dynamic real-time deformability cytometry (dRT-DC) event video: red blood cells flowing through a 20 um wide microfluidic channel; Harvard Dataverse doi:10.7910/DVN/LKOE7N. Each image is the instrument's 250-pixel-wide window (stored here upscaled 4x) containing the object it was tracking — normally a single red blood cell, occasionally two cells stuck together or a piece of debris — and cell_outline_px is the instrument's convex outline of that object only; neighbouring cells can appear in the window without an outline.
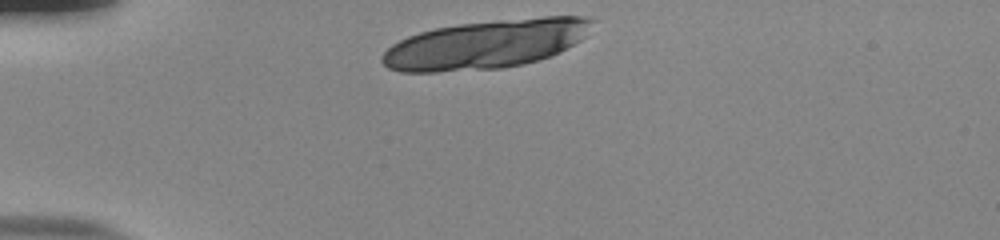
{"species": "human", "species_latin": "Homo sapiens", "temperature_condition": "room temperature", "stored_images_in_passage": 8, "camera_frame_rate_fps": 3000, "um_per_image_px": 0.085, "donor": {"sex": "male"}, "frame": {"image": 1, "passage_image": 1, "time_ms": 0.0, "image_size_px": [1000, 240], "cell_outline_px": [[596, 20], [588, 36], [560, 52], [552, 56], [540, 60], [524, 64], [500, 68], [436, 72], [400, 72], [388, 68], [380, 60], [380, 56], [392, 44], [408, 36], [420, 32], [436, 28], [460, 24], [500, 20], [544, 16], [584, 16]], "centroid_in_image_um": [41.35, 3.76], "position_along_channel_um": 43.6, "area_um2": 60.0}}